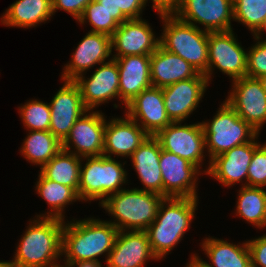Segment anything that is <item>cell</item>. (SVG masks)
<instances>
[{"label":"cell","instance_id":"obj_1","mask_svg":"<svg viewBox=\"0 0 266 267\" xmlns=\"http://www.w3.org/2000/svg\"><path fill=\"white\" fill-rule=\"evenodd\" d=\"M73 221L64 222L62 230L61 256L65 255L64 261L100 262L96 257L106 252L108 258L119 230L109 221L91 217Z\"/></svg>","mask_w":266,"mask_h":267},{"label":"cell","instance_id":"obj_2","mask_svg":"<svg viewBox=\"0 0 266 267\" xmlns=\"http://www.w3.org/2000/svg\"><path fill=\"white\" fill-rule=\"evenodd\" d=\"M64 220L39 217L29 223L12 260L16 267H62L60 257Z\"/></svg>","mask_w":266,"mask_h":267},{"label":"cell","instance_id":"obj_3","mask_svg":"<svg viewBox=\"0 0 266 267\" xmlns=\"http://www.w3.org/2000/svg\"><path fill=\"white\" fill-rule=\"evenodd\" d=\"M198 198H164L154 222L145 230L153 254L165 257L188 230Z\"/></svg>","mask_w":266,"mask_h":267},{"label":"cell","instance_id":"obj_4","mask_svg":"<svg viewBox=\"0 0 266 267\" xmlns=\"http://www.w3.org/2000/svg\"><path fill=\"white\" fill-rule=\"evenodd\" d=\"M164 198L137 188L122 189L108 196L101 206L116 219L110 223L119 231H145L154 222Z\"/></svg>","mask_w":266,"mask_h":267},{"label":"cell","instance_id":"obj_5","mask_svg":"<svg viewBox=\"0 0 266 267\" xmlns=\"http://www.w3.org/2000/svg\"><path fill=\"white\" fill-rule=\"evenodd\" d=\"M164 30L159 45L191 64L199 73L208 69V33L178 19L174 14H160Z\"/></svg>","mask_w":266,"mask_h":267},{"label":"cell","instance_id":"obj_6","mask_svg":"<svg viewBox=\"0 0 266 267\" xmlns=\"http://www.w3.org/2000/svg\"><path fill=\"white\" fill-rule=\"evenodd\" d=\"M85 166H80L78 197L80 200H101L122 190L127 181V171L112 157L92 156Z\"/></svg>","mask_w":266,"mask_h":267},{"label":"cell","instance_id":"obj_7","mask_svg":"<svg viewBox=\"0 0 266 267\" xmlns=\"http://www.w3.org/2000/svg\"><path fill=\"white\" fill-rule=\"evenodd\" d=\"M217 112L212 122H201L210 161L233 147L250 142L259 134L238 116L226 100Z\"/></svg>","mask_w":266,"mask_h":267},{"label":"cell","instance_id":"obj_8","mask_svg":"<svg viewBox=\"0 0 266 267\" xmlns=\"http://www.w3.org/2000/svg\"><path fill=\"white\" fill-rule=\"evenodd\" d=\"M213 67H217L232 80L246 76L247 52L231 31L208 33V69L204 73L210 80Z\"/></svg>","mask_w":266,"mask_h":267},{"label":"cell","instance_id":"obj_9","mask_svg":"<svg viewBox=\"0 0 266 267\" xmlns=\"http://www.w3.org/2000/svg\"><path fill=\"white\" fill-rule=\"evenodd\" d=\"M155 137L161 149L186 159L200 169L206 148L202 123L181 125V122H172Z\"/></svg>","mask_w":266,"mask_h":267},{"label":"cell","instance_id":"obj_10","mask_svg":"<svg viewBox=\"0 0 266 267\" xmlns=\"http://www.w3.org/2000/svg\"><path fill=\"white\" fill-rule=\"evenodd\" d=\"M174 15L193 26H205L207 32L231 31L233 0H181Z\"/></svg>","mask_w":266,"mask_h":267},{"label":"cell","instance_id":"obj_11","mask_svg":"<svg viewBox=\"0 0 266 267\" xmlns=\"http://www.w3.org/2000/svg\"><path fill=\"white\" fill-rule=\"evenodd\" d=\"M232 84L233 90L226 102L259 133L266 123V93L261 82L245 76L233 80Z\"/></svg>","mask_w":266,"mask_h":267},{"label":"cell","instance_id":"obj_12","mask_svg":"<svg viewBox=\"0 0 266 267\" xmlns=\"http://www.w3.org/2000/svg\"><path fill=\"white\" fill-rule=\"evenodd\" d=\"M159 164L165 198H198L196 179L200 171L195 165L163 149H161Z\"/></svg>","mask_w":266,"mask_h":267},{"label":"cell","instance_id":"obj_13","mask_svg":"<svg viewBox=\"0 0 266 267\" xmlns=\"http://www.w3.org/2000/svg\"><path fill=\"white\" fill-rule=\"evenodd\" d=\"M102 112H84L74 123L69 135L62 142V149L80 157L102 156L106 119ZM73 143V144H72ZM74 145L76 151L69 150Z\"/></svg>","mask_w":266,"mask_h":267},{"label":"cell","instance_id":"obj_14","mask_svg":"<svg viewBox=\"0 0 266 267\" xmlns=\"http://www.w3.org/2000/svg\"><path fill=\"white\" fill-rule=\"evenodd\" d=\"M50 104L51 119L49 131L61 142L69 135L77 119L89 112L82 102L81 91L74 81L64 80Z\"/></svg>","mask_w":266,"mask_h":267},{"label":"cell","instance_id":"obj_15","mask_svg":"<svg viewBox=\"0 0 266 267\" xmlns=\"http://www.w3.org/2000/svg\"><path fill=\"white\" fill-rule=\"evenodd\" d=\"M258 134L245 144L233 147L209 161V167L204 172L214 177L224 186H232L246 178L244 186H248V168L254 150L260 145L255 142Z\"/></svg>","mask_w":266,"mask_h":267},{"label":"cell","instance_id":"obj_16","mask_svg":"<svg viewBox=\"0 0 266 267\" xmlns=\"http://www.w3.org/2000/svg\"><path fill=\"white\" fill-rule=\"evenodd\" d=\"M125 112L130 119L138 122L150 136L172 123L164 106L162 88L151 86L141 91L126 105Z\"/></svg>","mask_w":266,"mask_h":267},{"label":"cell","instance_id":"obj_17","mask_svg":"<svg viewBox=\"0 0 266 267\" xmlns=\"http://www.w3.org/2000/svg\"><path fill=\"white\" fill-rule=\"evenodd\" d=\"M206 76L181 80L162 88L164 106L172 122H182L196 109L208 86Z\"/></svg>","mask_w":266,"mask_h":267},{"label":"cell","instance_id":"obj_18","mask_svg":"<svg viewBox=\"0 0 266 267\" xmlns=\"http://www.w3.org/2000/svg\"><path fill=\"white\" fill-rule=\"evenodd\" d=\"M74 82L81 91L83 105L87 110L93 111L97 105L103 104L112 98H119V71L117 62L111 58L91 75L85 78L80 75Z\"/></svg>","mask_w":266,"mask_h":267},{"label":"cell","instance_id":"obj_19","mask_svg":"<svg viewBox=\"0 0 266 267\" xmlns=\"http://www.w3.org/2000/svg\"><path fill=\"white\" fill-rule=\"evenodd\" d=\"M154 35L142 18L121 23L111 36V46L117 51L113 56L151 55L159 46V39Z\"/></svg>","mask_w":266,"mask_h":267},{"label":"cell","instance_id":"obj_20","mask_svg":"<svg viewBox=\"0 0 266 267\" xmlns=\"http://www.w3.org/2000/svg\"><path fill=\"white\" fill-rule=\"evenodd\" d=\"M111 52V36L89 31L78 44L70 63L64 67L62 80L74 81L95 64L105 63Z\"/></svg>","mask_w":266,"mask_h":267},{"label":"cell","instance_id":"obj_21","mask_svg":"<svg viewBox=\"0 0 266 267\" xmlns=\"http://www.w3.org/2000/svg\"><path fill=\"white\" fill-rule=\"evenodd\" d=\"M118 231L113 248L106 259V267H143L153 254L145 231Z\"/></svg>","mask_w":266,"mask_h":267},{"label":"cell","instance_id":"obj_22","mask_svg":"<svg viewBox=\"0 0 266 267\" xmlns=\"http://www.w3.org/2000/svg\"><path fill=\"white\" fill-rule=\"evenodd\" d=\"M149 135L127 115L106 122L104 129L103 156H131Z\"/></svg>","mask_w":266,"mask_h":267},{"label":"cell","instance_id":"obj_23","mask_svg":"<svg viewBox=\"0 0 266 267\" xmlns=\"http://www.w3.org/2000/svg\"><path fill=\"white\" fill-rule=\"evenodd\" d=\"M119 71V93L121 103L126 105L141 91L152 86L150 76V55H129L112 57Z\"/></svg>","mask_w":266,"mask_h":267},{"label":"cell","instance_id":"obj_24","mask_svg":"<svg viewBox=\"0 0 266 267\" xmlns=\"http://www.w3.org/2000/svg\"><path fill=\"white\" fill-rule=\"evenodd\" d=\"M200 73L180 56L166 51L160 45L150 55L152 86L164 88L178 81L197 77Z\"/></svg>","mask_w":266,"mask_h":267},{"label":"cell","instance_id":"obj_25","mask_svg":"<svg viewBox=\"0 0 266 267\" xmlns=\"http://www.w3.org/2000/svg\"><path fill=\"white\" fill-rule=\"evenodd\" d=\"M161 145L155 136L147 139L130 156L144 189L163 196V180L160 168Z\"/></svg>","mask_w":266,"mask_h":267},{"label":"cell","instance_id":"obj_26","mask_svg":"<svg viewBox=\"0 0 266 267\" xmlns=\"http://www.w3.org/2000/svg\"><path fill=\"white\" fill-rule=\"evenodd\" d=\"M202 248L211 263L203 261L196 255L195 258L204 267H252L247 241L238 246L226 240L206 238Z\"/></svg>","mask_w":266,"mask_h":267},{"label":"cell","instance_id":"obj_27","mask_svg":"<svg viewBox=\"0 0 266 267\" xmlns=\"http://www.w3.org/2000/svg\"><path fill=\"white\" fill-rule=\"evenodd\" d=\"M53 13L52 0H17L1 18V23L12 27H35L50 19Z\"/></svg>","mask_w":266,"mask_h":267},{"label":"cell","instance_id":"obj_28","mask_svg":"<svg viewBox=\"0 0 266 267\" xmlns=\"http://www.w3.org/2000/svg\"><path fill=\"white\" fill-rule=\"evenodd\" d=\"M80 156L61 150L41 168V173L52 181L71 187L78 194Z\"/></svg>","mask_w":266,"mask_h":267},{"label":"cell","instance_id":"obj_29","mask_svg":"<svg viewBox=\"0 0 266 267\" xmlns=\"http://www.w3.org/2000/svg\"><path fill=\"white\" fill-rule=\"evenodd\" d=\"M20 153L41 168L62 150V142L48 131H30Z\"/></svg>","mask_w":266,"mask_h":267},{"label":"cell","instance_id":"obj_30","mask_svg":"<svg viewBox=\"0 0 266 267\" xmlns=\"http://www.w3.org/2000/svg\"><path fill=\"white\" fill-rule=\"evenodd\" d=\"M36 191L51 206V212L38 217H51L64 220L63 209L66 204L80 200L78 194L69 186L47 179L41 172L36 184Z\"/></svg>","mask_w":266,"mask_h":267},{"label":"cell","instance_id":"obj_31","mask_svg":"<svg viewBox=\"0 0 266 267\" xmlns=\"http://www.w3.org/2000/svg\"><path fill=\"white\" fill-rule=\"evenodd\" d=\"M238 196L236 214L258 228L266 227V191L242 186Z\"/></svg>","mask_w":266,"mask_h":267},{"label":"cell","instance_id":"obj_32","mask_svg":"<svg viewBox=\"0 0 266 267\" xmlns=\"http://www.w3.org/2000/svg\"><path fill=\"white\" fill-rule=\"evenodd\" d=\"M234 20L255 34L266 18V0H233Z\"/></svg>","mask_w":266,"mask_h":267},{"label":"cell","instance_id":"obj_33","mask_svg":"<svg viewBox=\"0 0 266 267\" xmlns=\"http://www.w3.org/2000/svg\"><path fill=\"white\" fill-rule=\"evenodd\" d=\"M86 20L93 27L90 32L103 33L112 36L119 27V23L113 18V14L107 11L102 4L96 0L91 1L84 9L78 19L80 24L86 23Z\"/></svg>","mask_w":266,"mask_h":267},{"label":"cell","instance_id":"obj_34","mask_svg":"<svg viewBox=\"0 0 266 267\" xmlns=\"http://www.w3.org/2000/svg\"><path fill=\"white\" fill-rule=\"evenodd\" d=\"M21 120L29 131H48L50 127V104L38 100L26 102L19 108Z\"/></svg>","mask_w":266,"mask_h":267},{"label":"cell","instance_id":"obj_35","mask_svg":"<svg viewBox=\"0 0 266 267\" xmlns=\"http://www.w3.org/2000/svg\"><path fill=\"white\" fill-rule=\"evenodd\" d=\"M248 186L266 187V143L254 150L248 168Z\"/></svg>","mask_w":266,"mask_h":267},{"label":"cell","instance_id":"obj_36","mask_svg":"<svg viewBox=\"0 0 266 267\" xmlns=\"http://www.w3.org/2000/svg\"><path fill=\"white\" fill-rule=\"evenodd\" d=\"M255 40L258 42L247 52L246 76L250 78H259L266 74V41L256 37Z\"/></svg>","mask_w":266,"mask_h":267},{"label":"cell","instance_id":"obj_37","mask_svg":"<svg viewBox=\"0 0 266 267\" xmlns=\"http://www.w3.org/2000/svg\"><path fill=\"white\" fill-rule=\"evenodd\" d=\"M116 21L121 24L129 19H140L146 0H115Z\"/></svg>","mask_w":266,"mask_h":267},{"label":"cell","instance_id":"obj_38","mask_svg":"<svg viewBox=\"0 0 266 267\" xmlns=\"http://www.w3.org/2000/svg\"><path fill=\"white\" fill-rule=\"evenodd\" d=\"M247 245L251 257V266L266 267V234L254 240H248Z\"/></svg>","mask_w":266,"mask_h":267},{"label":"cell","instance_id":"obj_39","mask_svg":"<svg viewBox=\"0 0 266 267\" xmlns=\"http://www.w3.org/2000/svg\"><path fill=\"white\" fill-rule=\"evenodd\" d=\"M93 0H52L53 13L62 9L70 13L77 21L82 15L86 6Z\"/></svg>","mask_w":266,"mask_h":267},{"label":"cell","instance_id":"obj_40","mask_svg":"<svg viewBox=\"0 0 266 267\" xmlns=\"http://www.w3.org/2000/svg\"><path fill=\"white\" fill-rule=\"evenodd\" d=\"M148 0H146L147 3ZM153 8L158 14H174L179 8L181 0H152Z\"/></svg>","mask_w":266,"mask_h":267},{"label":"cell","instance_id":"obj_41","mask_svg":"<svg viewBox=\"0 0 266 267\" xmlns=\"http://www.w3.org/2000/svg\"><path fill=\"white\" fill-rule=\"evenodd\" d=\"M65 267H102L101 262L95 261H76V262H65ZM62 265V267H64Z\"/></svg>","mask_w":266,"mask_h":267},{"label":"cell","instance_id":"obj_42","mask_svg":"<svg viewBox=\"0 0 266 267\" xmlns=\"http://www.w3.org/2000/svg\"><path fill=\"white\" fill-rule=\"evenodd\" d=\"M98 3L102 4L103 7L113 14V18L116 20V2L115 0H96Z\"/></svg>","mask_w":266,"mask_h":267},{"label":"cell","instance_id":"obj_43","mask_svg":"<svg viewBox=\"0 0 266 267\" xmlns=\"http://www.w3.org/2000/svg\"><path fill=\"white\" fill-rule=\"evenodd\" d=\"M195 255L194 254L190 260L189 263H187V266L186 267H204L196 258H195Z\"/></svg>","mask_w":266,"mask_h":267},{"label":"cell","instance_id":"obj_44","mask_svg":"<svg viewBox=\"0 0 266 267\" xmlns=\"http://www.w3.org/2000/svg\"><path fill=\"white\" fill-rule=\"evenodd\" d=\"M266 31V18H265V20H264V23H263V25L260 27V29L254 34V37H256V38H260V34H262L261 32H263V31ZM263 41H266V40H263Z\"/></svg>","mask_w":266,"mask_h":267},{"label":"cell","instance_id":"obj_45","mask_svg":"<svg viewBox=\"0 0 266 267\" xmlns=\"http://www.w3.org/2000/svg\"><path fill=\"white\" fill-rule=\"evenodd\" d=\"M0 267H16L13 261H0Z\"/></svg>","mask_w":266,"mask_h":267},{"label":"cell","instance_id":"obj_46","mask_svg":"<svg viewBox=\"0 0 266 267\" xmlns=\"http://www.w3.org/2000/svg\"><path fill=\"white\" fill-rule=\"evenodd\" d=\"M258 79H259V81L261 82L262 87H263V89H264V91H265V93H266V74L260 76Z\"/></svg>","mask_w":266,"mask_h":267}]
</instances>
